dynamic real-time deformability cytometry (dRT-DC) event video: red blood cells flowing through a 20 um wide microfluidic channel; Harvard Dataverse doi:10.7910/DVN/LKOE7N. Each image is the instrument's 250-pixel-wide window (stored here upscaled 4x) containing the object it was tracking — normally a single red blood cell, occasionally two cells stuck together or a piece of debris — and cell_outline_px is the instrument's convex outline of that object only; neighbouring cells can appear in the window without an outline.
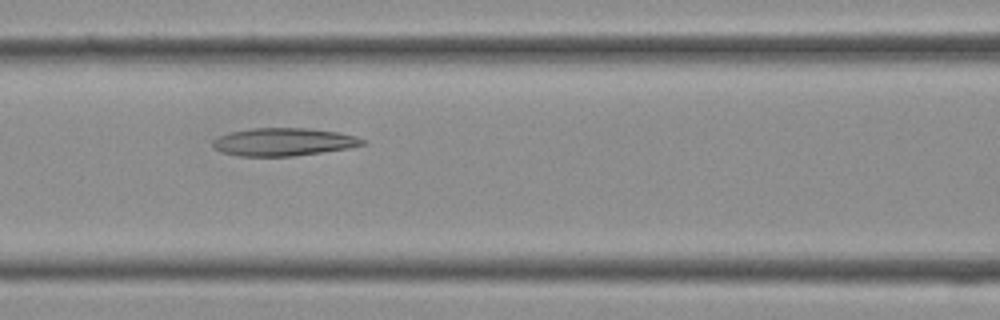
{"species": "Egyptian fruit bat (a non-hibernating species)", "species_latin": "Rousettus aegyptiacus", "temperature_condition": "cold", "stored_images_in_passage": 38, "camera_frame_rate_fps": 3000, "um_per_image_px": 0.085, "frame": {"image": 1, "passage_image": 16, "time_ms": 5.0, "image_size_px": [1000, 320], "cell_outline_px": [[368, 144], [348, 148], [292, 156], [240, 156], [220, 152], [212, 144], [212, 140], [220, 136], [232, 132], [252, 128], [304, 128], [336, 132], [356, 136], [364, 140]], "centroid_in_image_um": [24.1, 12.06], "position_along_channel_um": 142.5, "area_um2": 24.04}}
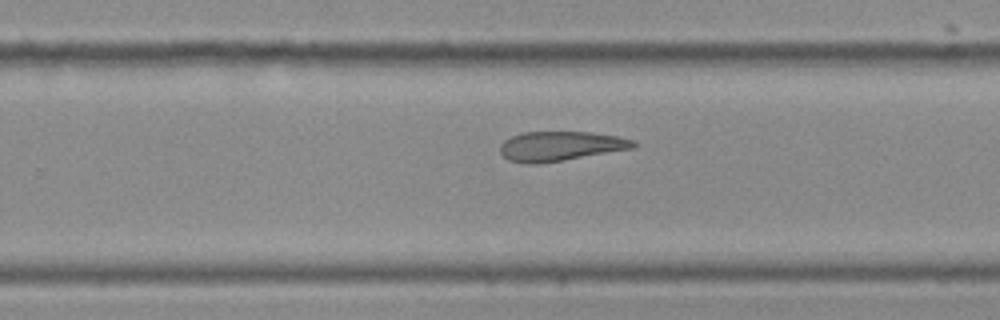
{"frame": {"image": 2, "passage_image": 24, "time_ms": 7.667, "image_size_px": [1000, 320], "cell_outline_px": [[636, 148], [564, 160], [536, 164], [528, 164], [508, 160], [500, 152], [500, 144], [504, 140], [512, 136], [524, 132], [588, 132], [616, 136], [632, 140], [636, 144]], "centroid_in_image_um": [47.62, 12.43], "position_along_channel_um": 282.2, "area_um2": 22.89}}
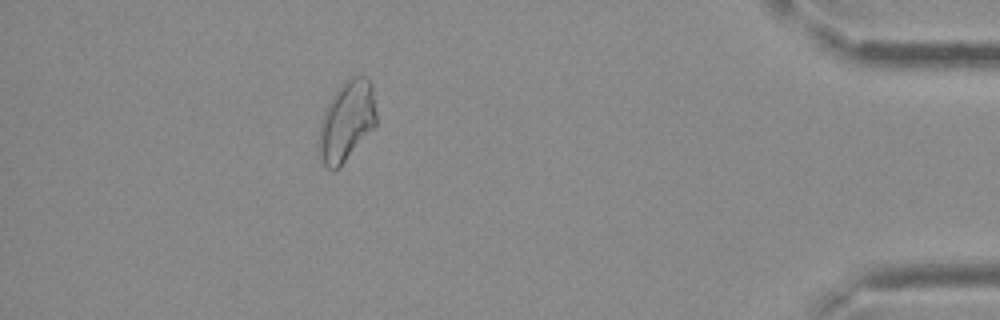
{"frame": {"image": 3, "passage_image": 34, "time_ms": 11.0, "image_size_px": [1000, 320], "cell_outline_px": [[376, 124], [340, 168], [332, 172], [324, 164], [320, 156], [316, 144], [324, 112], [332, 96], [352, 76], [368, 76], [372, 84], [376, 112]], "centroid_in_image_um": [29.46, 10.34], "position_along_channel_um": 405.7, "area_um2": 26.7}}